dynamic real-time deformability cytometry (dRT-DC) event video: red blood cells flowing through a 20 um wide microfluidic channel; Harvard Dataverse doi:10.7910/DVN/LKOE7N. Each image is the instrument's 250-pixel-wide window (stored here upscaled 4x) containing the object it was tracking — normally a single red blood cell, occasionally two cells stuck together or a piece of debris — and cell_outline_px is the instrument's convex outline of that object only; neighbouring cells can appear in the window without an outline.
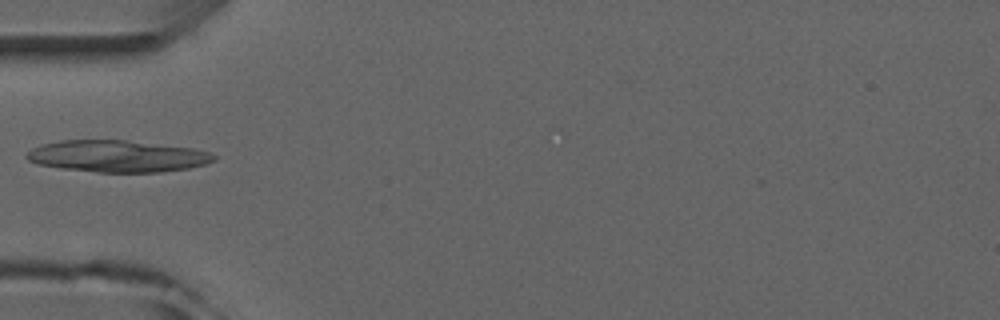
{"species": "common noctule bat (a hibernating species)", "species_latin": "Nyctalus noctula", "temperature_condition": "room temperature", "stored_images_in_passage": 5, "camera_frame_rate_fps": 3000, "um_per_image_px": 0.085, "animal": {"sex": "male", "forearm_length_mm": 52.5}, "frame": {"image": 1, "passage_image": 5, "time_ms": 4.333, "image_size_px": [1000, 320], "cell_outline_px": [[216, 160], [204, 164], [188, 168], [160, 172], [96, 172], [60, 168], [40, 164], [28, 160], [24, 156], [32, 148], [40, 144], [60, 140], [124, 140], [192, 148], [208, 152], [216, 156]], "centroid_in_image_um": [9.94, 13.27], "position_along_channel_um": 75.1, "area_um2": 34.51}}